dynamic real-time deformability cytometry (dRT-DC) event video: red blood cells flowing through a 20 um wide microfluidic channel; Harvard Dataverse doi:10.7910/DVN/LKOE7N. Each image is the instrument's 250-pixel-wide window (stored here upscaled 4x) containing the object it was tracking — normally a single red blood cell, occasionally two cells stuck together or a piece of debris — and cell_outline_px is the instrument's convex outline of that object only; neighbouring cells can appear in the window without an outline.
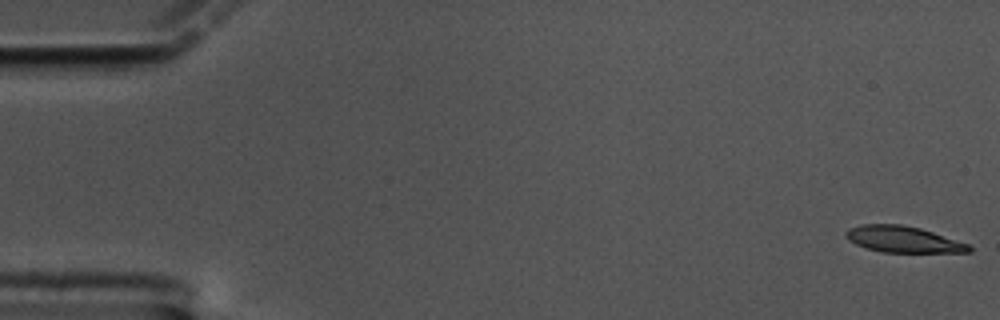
{"species": "common noctule bat (a hibernating species)", "species_latin": "Nyctalus noctula", "temperature_condition": "cold", "stored_images_in_passage": 60, "camera_frame_rate_fps": 3000, "um_per_image_px": 0.085, "animal": {"sex": "male", "body_mass_g": 17.5, "forearm_length_mm": 52.3}, "frame": {"image": 1, "passage_image": 1, "time_ms": 0.0, "image_size_px": [1000, 320], "cell_outline_px": [[972, 252], [880, 252], [856, 244], [848, 240], [844, 236], [844, 232], [848, 228], [860, 224], [900, 224], [920, 228], [968, 244], [972, 248]], "centroid_in_image_um": [76.71, 20.34], "position_along_channel_um": 8.3, "area_um2": 18.79}}
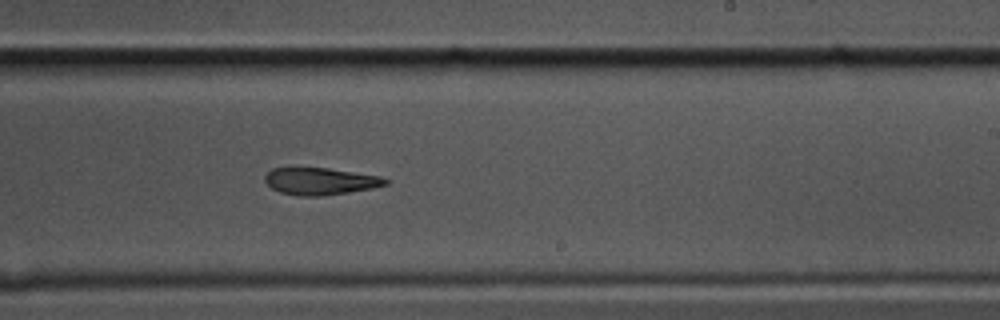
{"frame": {"image": 2, "passage_image": 36, "time_ms": 11.667, "image_size_px": [1000, 320], "cell_outline_px": [[388, 184], [372, 188], [348, 192], [320, 196], [300, 196], [280, 192], [272, 188], [264, 180], [264, 176], [272, 168], [328, 168], [380, 176], [388, 180]], "centroid_in_image_um": [27.21, 15.4], "position_along_channel_um": 261.8, "area_um2": 18.84}}
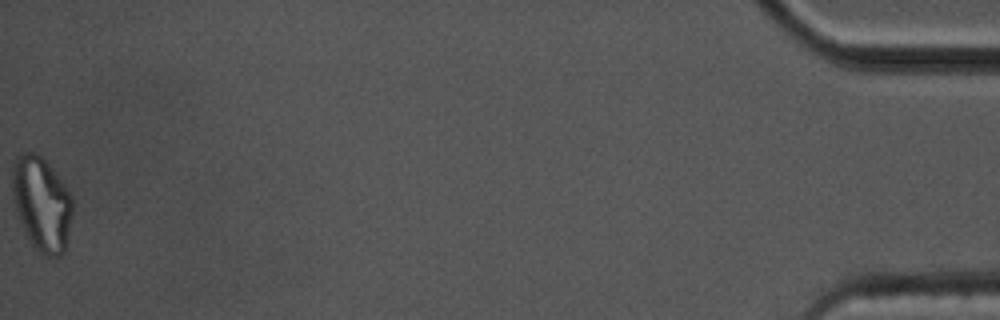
{"frame": {"image": 3, "passage_image": 60, "time_ms": 19.667, "image_size_px": [1000, 320], "cell_outline_px": [[72, 216], [68, 236], [64, 252], [60, 256], [48, 256], [40, 252], [32, 244], [16, 212], [12, 196], [12, 168], [16, 156], [20, 152], [36, 152], [52, 168], [68, 188], [72, 196]], "centroid_in_image_um": [3.54, 17.28], "position_along_channel_um": 431.7, "area_um2": 33.06}}